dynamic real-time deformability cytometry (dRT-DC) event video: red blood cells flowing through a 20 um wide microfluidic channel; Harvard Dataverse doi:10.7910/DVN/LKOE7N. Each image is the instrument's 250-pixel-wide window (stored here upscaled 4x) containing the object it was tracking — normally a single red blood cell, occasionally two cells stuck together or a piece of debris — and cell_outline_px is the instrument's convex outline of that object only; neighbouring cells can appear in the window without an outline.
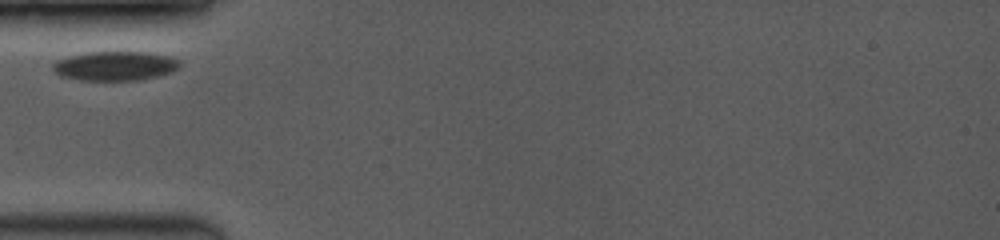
{"species": "common noctule bat (a hibernating species)", "species_latin": "Nyctalus noctula", "temperature_condition": "room temperature", "stored_images_in_passage": 4, "camera_frame_rate_fps": 3500, "um_per_image_px": 0.085, "animal": {"sex": "female", "body_mass_g": 19.0, "forearm_length_mm": 53.3}, "frame": {"image": 1, "passage_image": 1, "time_ms": 0.0, "image_size_px": [1000, 240], "cell_outline_px": [[180, 68], [172, 72], [156, 76], [136, 80], [80, 80], [60, 76], [52, 68], [52, 64], [56, 60], [68, 56], [88, 52], [148, 52], [168, 56], [180, 60]], "centroid_in_image_um": [9.78, 5.6], "position_along_channel_um": 75.2, "area_um2": 21.68}}
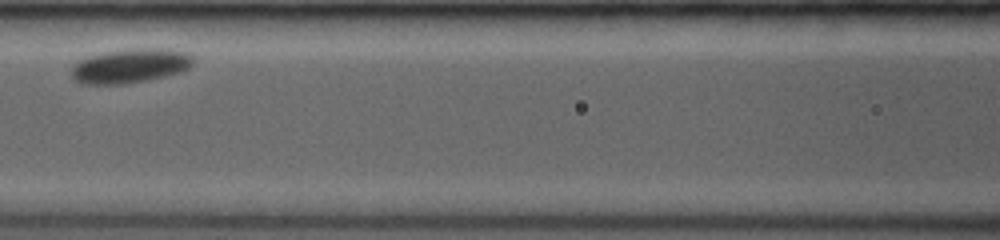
{"frame": {"image": 2, "passage_image": 3, "time_ms": 2.286, "image_size_px": [1000, 240], "cell_outline_px": [[192, 64], [188, 68], [180, 72], [148, 80], [124, 84], [80, 84], [72, 80], [72, 68], [76, 60], [88, 56], [104, 52], [128, 48], [160, 48], [184, 52], [192, 56]], "centroid_in_image_um": [11.0, 5.6], "position_along_channel_um": 155.6, "area_um2": 24.51}}
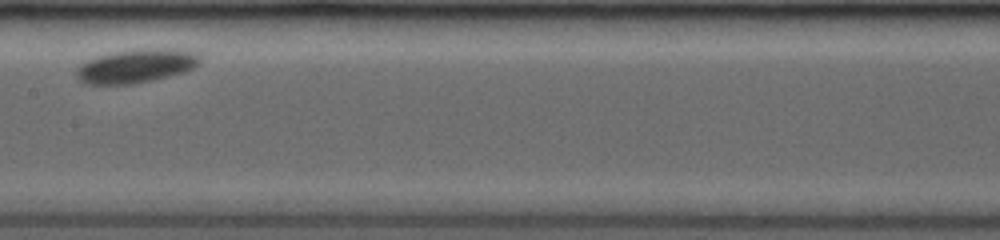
{"frame": {"image": 3, "passage_image": 4, "time_ms": 3.429, "image_size_px": [1000, 240], "cell_outline_px": [[200, 64], [184, 72], [152, 80], [132, 84], [84, 84], [76, 76], [76, 72], [80, 64], [96, 56], [112, 52], [136, 48], [168, 48], [192, 52], [200, 56]], "centroid_in_image_um": [11.55, 5.6], "position_along_channel_um": 195.8, "area_um2": 24.33}}